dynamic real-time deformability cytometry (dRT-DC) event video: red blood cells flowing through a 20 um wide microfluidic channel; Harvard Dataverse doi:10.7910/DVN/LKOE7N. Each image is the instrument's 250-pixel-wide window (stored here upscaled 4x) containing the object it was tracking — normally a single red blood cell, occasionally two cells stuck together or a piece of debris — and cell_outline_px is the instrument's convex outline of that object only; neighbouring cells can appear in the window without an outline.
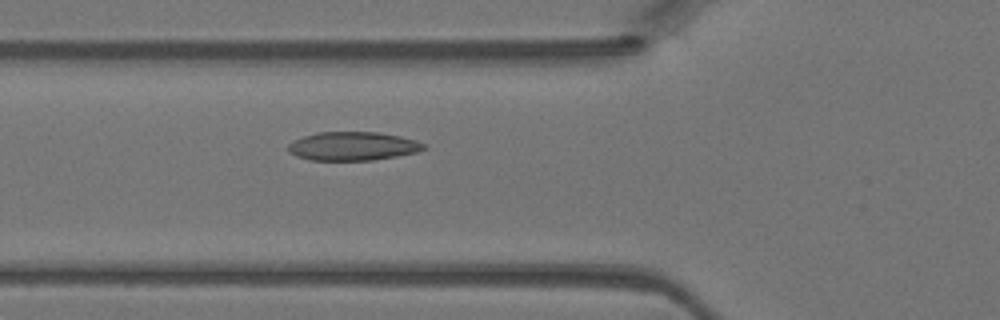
{"species": "Egyptian fruit bat (a non-hibernating species)", "species_latin": "Rousettus aegyptiacus", "temperature_condition": "warm", "stored_images_in_passage": 37, "camera_frame_rate_fps": 3000, "um_per_image_px": 0.085, "animal": {"sex": "female"}, "frame": {"image": 1, "passage_image": 8, "time_ms": 2.333, "image_size_px": [1000, 320], "cell_outline_px": [[428, 148], [416, 152], [396, 156], [372, 160], [308, 160], [296, 156], [288, 152], [288, 144], [304, 136], [316, 132], [376, 132], [400, 136], [416, 140], [424, 144]], "centroid_in_image_um": [29.98, 12.42], "position_along_channel_um": 95.8, "area_um2": 22.6}}
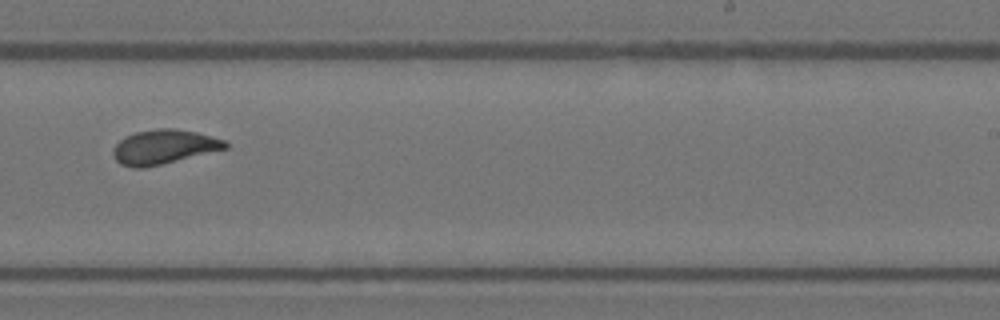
{"frame": {"image": 2, "passage_image": 20, "time_ms": 6.333, "image_size_px": [1000, 320], "cell_outline_px": [[228, 148], [144, 168], [136, 168], [120, 164], [116, 160], [112, 152], [112, 148], [120, 140], [136, 132], [156, 128], [172, 128], [196, 132], [224, 140], [228, 144]], "centroid_in_image_um": [13.9, 12.48], "position_along_channel_um": 275.1, "area_um2": 22.2}}
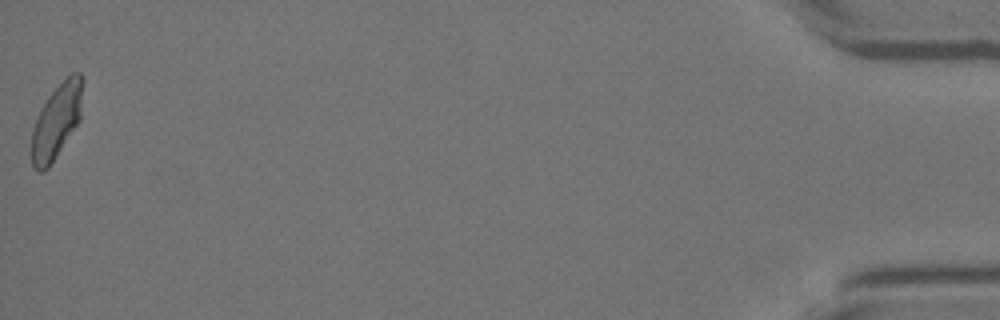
{"frame": {"image": 3, "passage_image": 37, "time_ms": 12.0, "image_size_px": [1000, 320], "cell_outline_px": [[84, 80], [80, 120], [48, 168], [44, 172], [36, 172], [32, 168], [32, 128], [36, 116], [40, 108], [48, 96], [72, 72], [80, 72], [84, 76]], "centroid_in_image_um": [4.81, 10.28], "position_along_channel_um": 430.4, "area_um2": 22.43}}